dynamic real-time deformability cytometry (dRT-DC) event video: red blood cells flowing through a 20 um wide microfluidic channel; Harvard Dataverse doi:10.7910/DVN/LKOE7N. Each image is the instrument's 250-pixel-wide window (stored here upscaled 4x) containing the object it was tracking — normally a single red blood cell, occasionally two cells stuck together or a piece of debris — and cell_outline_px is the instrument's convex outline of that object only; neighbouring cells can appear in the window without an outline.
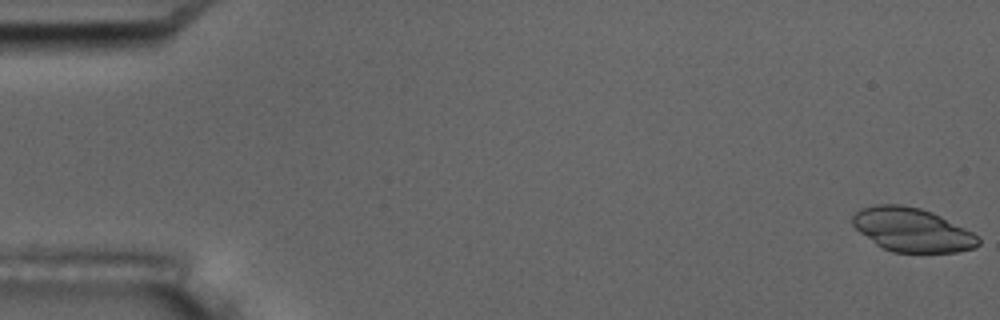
{"species": "common noctule bat (a hibernating species)", "species_latin": "Nyctalus noctula", "temperature_condition": "room temperature", "stored_images_in_passage": 4, "camera_frame_rate_fps": 3000, "um_per_image_px": 0.085, "animal": {"sex": "male", "body_mass_g": 17.5, "forearm_length_mm": 52.3}, "frame": {"image": 1, "passage_image": 1, "time_ms": 0.0, "image_size_px": [1000, 320], "cell_outline_px": [[980, 244], [972, 248], [956, 252], [892, 252], [876, 244], [860, 232], [852, 224], [852, 216], [860, 208], [872, 204], [900, 204], [920, 208], [932, 212], [980, 236]], "centroid_in_image_um": [77.51, 19.52], "position_along_channel_um": 7.5, "area_um2": 31.96}}